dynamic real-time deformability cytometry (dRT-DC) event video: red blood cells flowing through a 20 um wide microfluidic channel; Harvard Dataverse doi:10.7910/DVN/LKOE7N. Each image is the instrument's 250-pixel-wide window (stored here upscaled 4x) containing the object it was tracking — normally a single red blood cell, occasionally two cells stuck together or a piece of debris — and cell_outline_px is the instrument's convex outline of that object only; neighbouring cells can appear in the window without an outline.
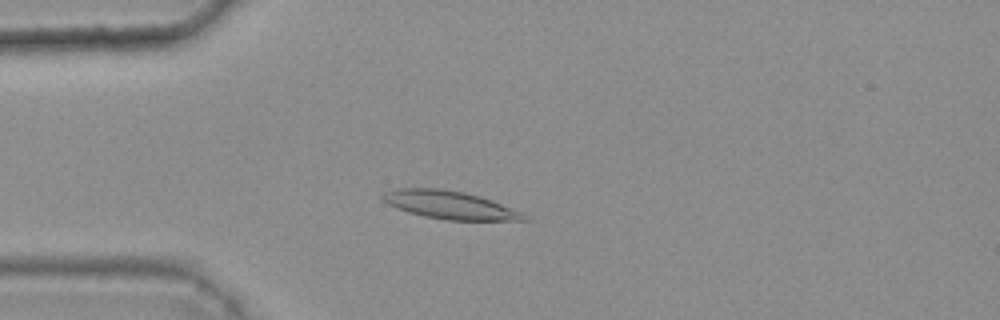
{"species": "common noctule bat (a hibernating species)", "species_latin": "Nyctalus noctula", "temperature_condition": "warm", "stored_images_in_passage": 44, "camera_frame_rate_fps": 3000, "um_per_image_px": 0.085, "animal": {"sex": "female", "body_mass_g": 25.1}, "frame": {"image": 1, "passage_image": 13, "time_ms": 4.0, "image_size_px": [1000, 320], "cell_outline_px": [[532, 220], [448, 220], [424, 216], [396, 208], [388, 204], [380, 196], [384, 192], [400, 188], [436, 188], [464, 192], [480, 196], [492, 200], [520, 212], [528, 216]], "centroid_in_image_um": [38.23, 17.42], "position_along_channel_um": 46.8, "area_um2": 22.83}}
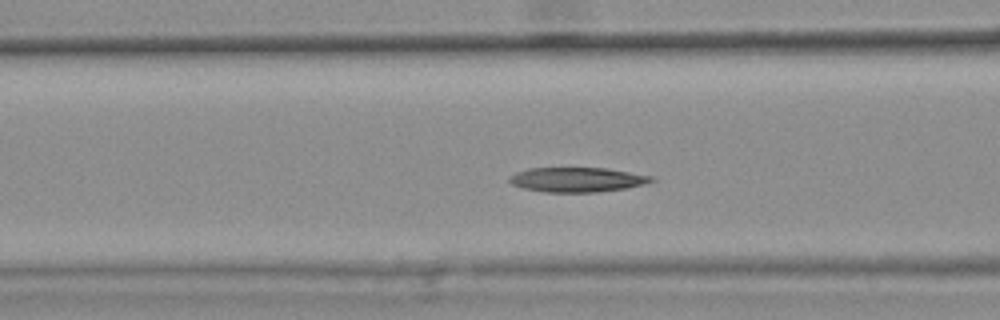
{"frame": {"image": 2, "passage_image": 20, "time_ms": 6.333, "image_size_px": [1000, 320], "cell_outline_px": [[656, 180], [624, 188], [596, 192], [544, 192], [524, 188], [512, 184], [508, 180], [508, 176], [516, 172], [528, 168], [608, 168], [652, 176]], "centroid_in_image_um": [49.0, 15.26], "position_along_channel_um": 117.6, "area_um2": 20.23}}
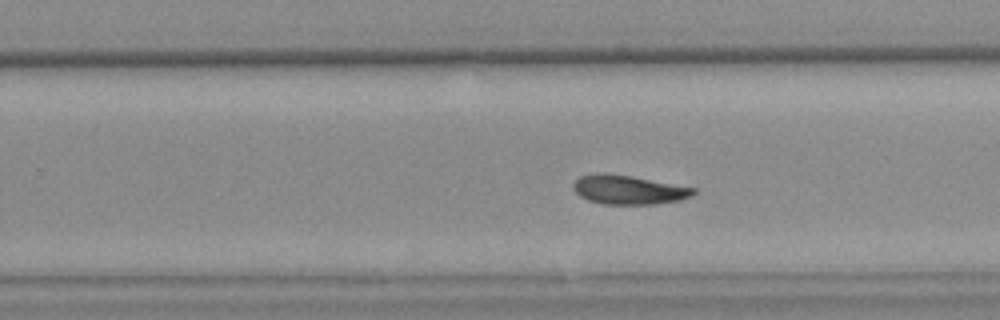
{"frame": {"image": 3, "passage_image": 33, "time_ms": 10.667, "image_size_px": [1000, 320], "cell_outline_px": [[696, 192], [692, 196], [680, 200], [656, 204], [604, 204], [588, 200], [580, 196], [572, 188], [572, 184], [580, 176], [600, 172], [632, 176], [696, 188]], "centroid_in_image_um": [53.42, 16.13], "position_along_channel_um": 276.4, "area_um2": 20.4}, "authors_computed_cell_mechanics": {"area_um2": 20.9814, "velocity_mm_per_s": 3.6743, "shape_relaxation_time_tau1_ms": null, "shape_relaxation_time_tau2_ms": 7.6085, "deformation_change_tau1": null, "deformation_change_tau2": 0.1241}}